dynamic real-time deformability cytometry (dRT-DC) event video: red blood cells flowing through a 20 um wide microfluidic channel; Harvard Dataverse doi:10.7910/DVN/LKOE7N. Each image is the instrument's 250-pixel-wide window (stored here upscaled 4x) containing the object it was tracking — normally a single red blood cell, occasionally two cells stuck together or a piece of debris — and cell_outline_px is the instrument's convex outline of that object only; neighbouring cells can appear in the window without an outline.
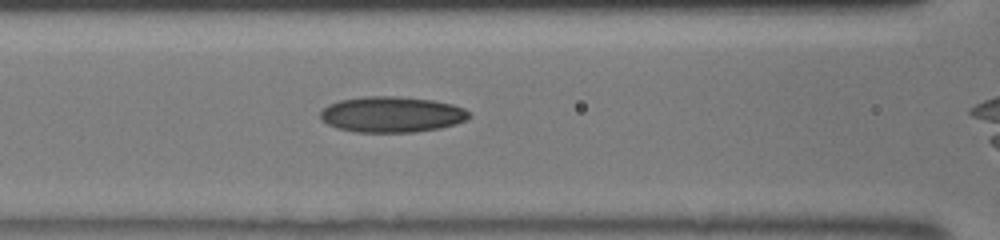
{"species": "human", "species_latin": "Homo sapiens", "temperature_condition": "room temperature", "stored_images_in_passage": 26, "camera_frame_rate_fps": 3000, "um_per_image_px": 0.085, "donor": {"sex": "male"}, "frame": {"image": 1, "passage_image": 7, "time_ms": 2.0, "image_size_px": [1000, 240], "cell_outline_px": [[472, 116], [468, 120], [456, 124], [440, 128], [416, 132], [352, 132], [336, 128], [320, 120], [320, 112], [328, 104], [340, 100], [364, 96], [396, 96], [432, 100], [452, 104], [464, 108]], "centroid_in_image_um": [33.29, 9.73], "position_along_channel_um": 133.3, "area_um2": 31.33}}
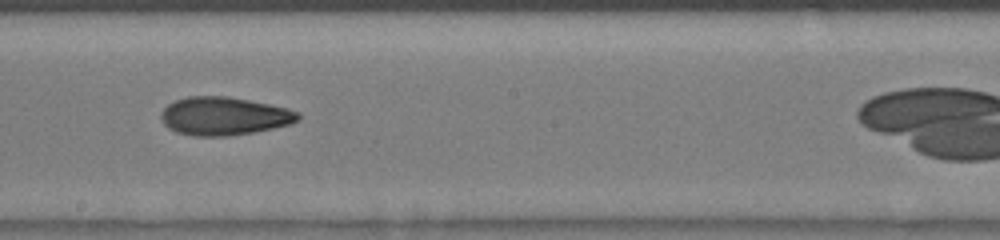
{"frame": {"image": 2, "passage_image": 13, "time_ms": 4.0, "image_size_px": [1000, 240], "cell_outline_px": [[300, 120], [292, 124], [252, 132], [228, 136], [196, 136], [176, 132], [168, 128], [164, 124], [160, 116], [160, 112], [168, 104], [176, 100], [188, 96], [228, 96], [288, 108], [300, 112]], "centroid_in_image_um": [19.05, 9.86], "position_along_channel_um": 229.2, "area_um2": 30.58}}
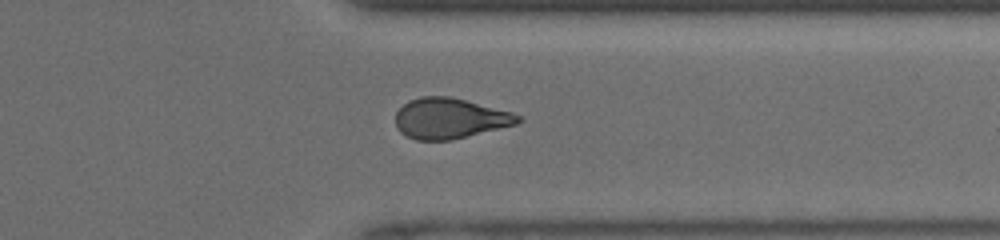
{"frame": {"image": 3, "passage_image": 22, "time_ms": 7.0, "image_size_px": [1000, 240], "cell_outline_px": [[524, 120], [516, 124], [452, 140], [416, 140], [400, 132], [396, 128], [396, 112], [408, 100], [420, 96], [448, 96], [512, 112], [520, 116]], "centroid_in_image_um": [38.22, 10.06], "position_along_channel_um": 373.2, "area_um2": 28.78}}